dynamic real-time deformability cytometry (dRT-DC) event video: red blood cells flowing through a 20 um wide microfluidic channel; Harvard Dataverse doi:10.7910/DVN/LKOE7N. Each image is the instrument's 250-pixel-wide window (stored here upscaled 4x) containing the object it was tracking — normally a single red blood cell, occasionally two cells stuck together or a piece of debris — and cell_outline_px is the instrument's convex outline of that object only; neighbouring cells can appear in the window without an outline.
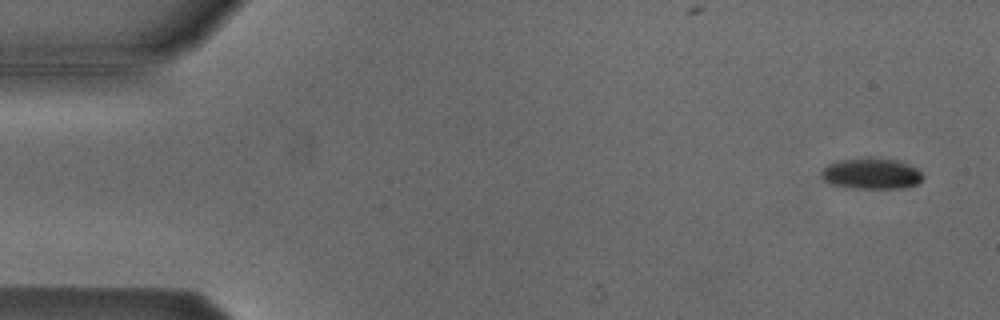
{"species": "Egyptian fruit bat (a non-hibernating species)", "species_latin": "Rousettus aegyptiacus", "temperature_condition": "cold", "stored_images_in_passage": 53, "camera_frame_rate_fps": 3000, "um_per_image_px": 0.085, "animal": {"sex": "male"}, "frame": {"image": 1, "passage_image": 3, "time_ms": 0.667, "image_size_px": [1000, 320], "cell_outline_px": [[924, 176], [916, 184], [904, 188], [852, 188], [828, 184], [820, 176], [820, 168], [836, 160], [864, 156], [872, 156], [896, 160], [908, 164], [916, 168]], "centroid_in_image_um": [73.98, 14.73], "position_along_channel_um": 11.0, "area_um2": 18.9}}
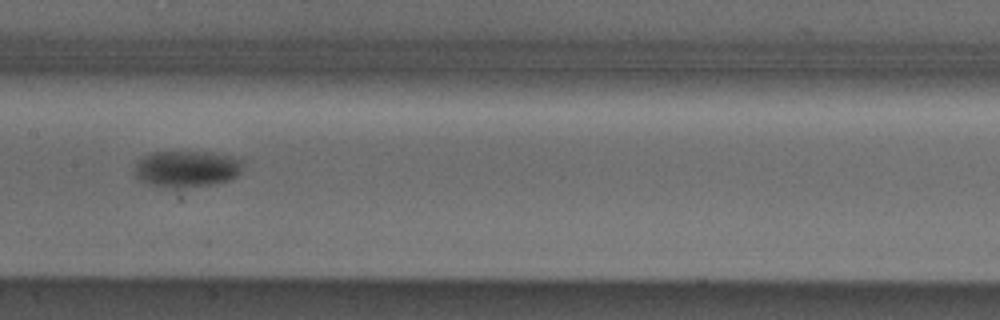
{"frame": {"image": 2, "passage_image": 27, "time_ms": 8.667, "image_size_px": [1000, 320], "cell_outline_px": [[240, 172], [232, 180], [212, 184], [180, 188], [172, 188], [152, 184], [140, 180], [136, 176], [136, 164], [144, 156], [152, 152], [208, 152], [228, 156], [240, 160]], "centroid_in_image_um": [15.86, 14.36], "position_along_channel_um": 191.5, "area_um2": 22.54}}
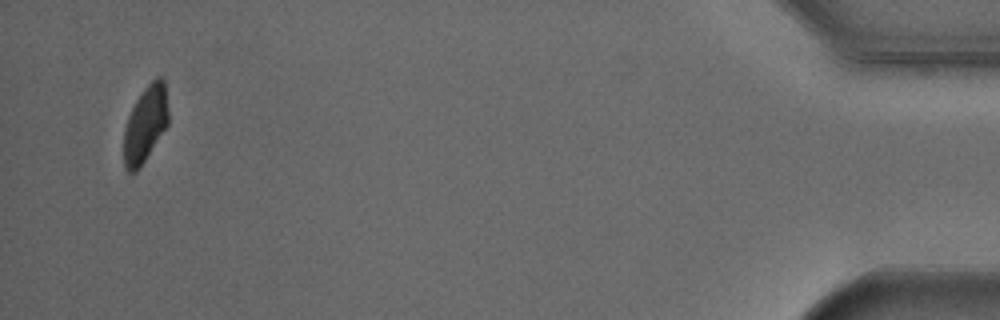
{"frame": {"image": 3, "passage_image": 53, "time_ms": 17.333, "image_size_px": [1000, 320], "cell_outline_px": [[168, 124], [136, 172], [128, 172], [124, 168], [124, 128], [128, 116], [136, 100], [144, 88], [156, 76], [160, 76], [164, 80], [168, 112]], "centroid_in_image_um": [12.34, 10.53], "position_along_channel_um": 422.9, "area_um2": 19.54}, "authors_computed_cell_mechanics": {"area_um2": 20.4612, "velocity_mm_per_s": 3.822, "shape_relaxation_time_tau1_ms": 4.6639, "shape_relaxation_time_tau2_ms": null, "deformation_change_tau1": 0.1152, "deformation_change_tau2": null}}